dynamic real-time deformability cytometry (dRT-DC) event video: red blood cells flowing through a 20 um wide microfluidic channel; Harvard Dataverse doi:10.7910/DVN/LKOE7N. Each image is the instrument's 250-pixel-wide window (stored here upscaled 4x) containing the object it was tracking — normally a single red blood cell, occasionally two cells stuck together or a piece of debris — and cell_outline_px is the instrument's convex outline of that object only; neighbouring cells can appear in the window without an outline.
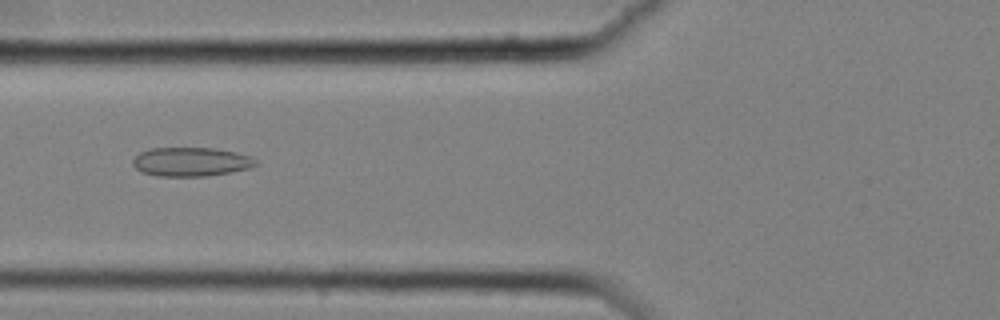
{"species": "common noctule bat (a hibernating species)", "species_latin": "Nyctalus noctula", "temperature_condition": "cold", "stored_images_in_passage": 58, "camera_frame_rate_fps": 3000, "um_per_image_px": 0.085, "animal": {"sex": "female", "body_mass_g": 25.1}, "frame": {"image": 1, "passage_image": 24, "time_ms": 7.667, "image_size_px": [1000, 320], "cell_outline_px": [[256, 164], [248, 168], [232, 172], [208, 176], [156, 176], [140, 172], [132, 164], [132, 160], [140, 152], [148, 148], [212, 148], [236, 152], [252, 156], [256, 160]], "centroid_in_image_um": [16.21, 13.75], "position_along_channel_um": 109.6, "area_um2": 20.87}}
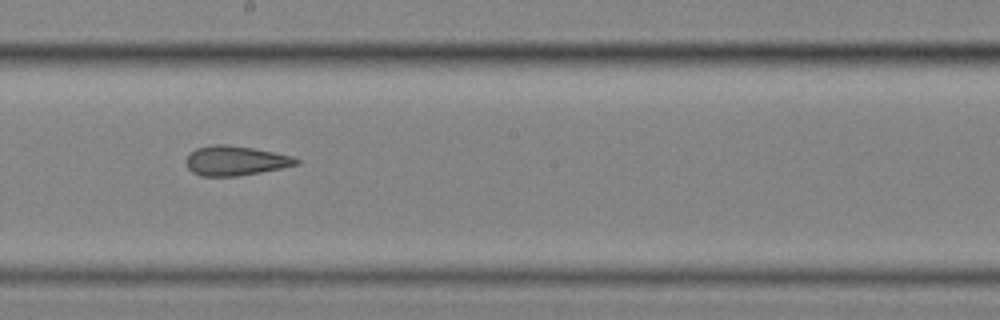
{"frame": {"image": 2, "passage_image": 34, "time_ms": 11.0, "image_size_px": [1000, 320], "cell_outline_px": [[300, 164], [260, 172], [236, 176], [200, 176], [192, 172], [188, 168], [184, 160], [196, 148], [212, 144], [228, 144], [252, 148], [292, 156], [300, 160]], "centroid_in_image_um": [19.98, 13.66], "position_along_channel_um": 228.2, "area_um2": 18.96}}
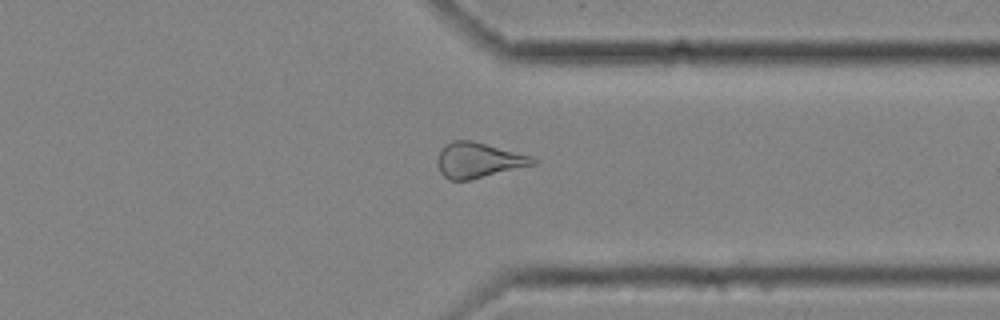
{"frame": {"image": 3, "passage_image": 46, "time_ms": 15.0, "image_size_px": [1000, 320], "cell_outline_px": [[540, 160], [536, 164], [468, 180], [448, 180], [440, 172], [436, 164], [436, 160], [440, 148], [452, 140], [472, 140], [532, 156]], "centroid_in_image_um": [40.64, 13.61], "position_along_channel_um": 370.8, "area_um2": 19.77}, "authors_computed_cell_mechanics": {"area_um2": 21.5883, "velocity_mm_per_s": 3.5536, "shape_relaxation_time_tau1_ms": null, "shape_relaxation_time_tau2_ms": 3.2077, "deformation_change_tau1": null, "deformation_change_tau2": 0.1189}}